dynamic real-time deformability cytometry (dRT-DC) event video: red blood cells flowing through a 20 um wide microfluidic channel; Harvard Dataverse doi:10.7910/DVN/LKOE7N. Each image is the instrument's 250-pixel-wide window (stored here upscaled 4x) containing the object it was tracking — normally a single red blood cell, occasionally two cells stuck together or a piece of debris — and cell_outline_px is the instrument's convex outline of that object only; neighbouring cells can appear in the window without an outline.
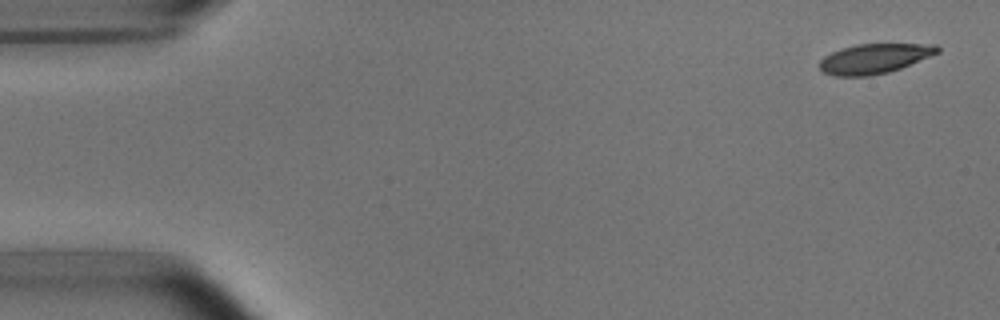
{"species": "common noctule bat (a hibernating species)", "species_latin": "Nyctalus noctula", "temperature_condition": "room temperature", "stored_images_in_passage": 5, "camera_frame_rate_fps": 3000, "um_per_image_px": 0.085, "animal": {"sex": "male", "body_mass_g": 15.6}, "frame": {"image": 1, "passage_image": 1, "time_ms": 0.0, "image_size_px": [1000, 320], "cell_outline_px": [[940, 52], [900, 68], [888, 72], [868, 76], [832, 76], [824, 72], [820, 68], [820, 60], [824, 56], [840, 48], [856, 44], [936, 44], [940, 48]], "centroid_in_image_um": [74.31, 4.97], "position_along_channel_um": 10.7, "area_um2": 20.4}}